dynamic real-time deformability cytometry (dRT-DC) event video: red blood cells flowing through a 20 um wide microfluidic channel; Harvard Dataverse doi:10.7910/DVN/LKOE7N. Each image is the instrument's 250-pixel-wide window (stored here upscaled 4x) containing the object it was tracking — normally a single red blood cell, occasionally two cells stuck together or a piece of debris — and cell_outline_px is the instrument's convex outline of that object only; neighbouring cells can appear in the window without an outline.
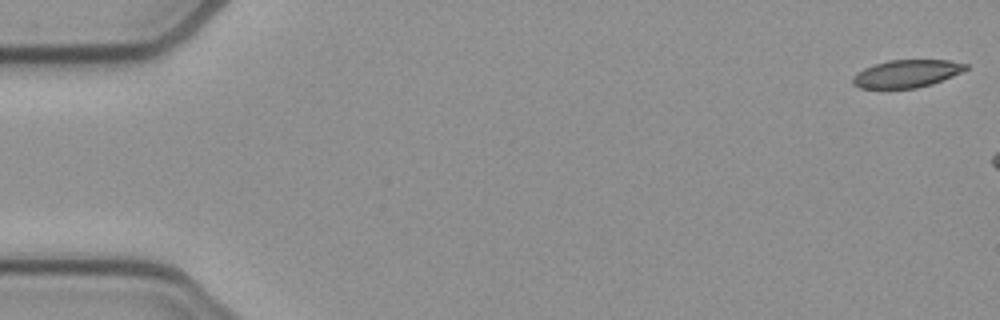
{"species": "common noctule bat (a hibernating species)", "species_latin": "Nyctalus noctula", "temperature_condition": "cold", "stored_images_in_passage": 8, "camera_frame_rate_fps": 3000, "um_per_image_px": 0.085, "animal": {"sex": "female", "body_mass_g": 21.9}, "frame": {"image": 1, "passage_image": 1, "time_ms": 0.0, "image_size_px": [1000, 320], "cell_outline_px": [[968, 68], [952, 76], [932, 84], [916, 88], [860, 88], [852, 84], [852, 76], [856, 72], [864, 68], [888, 60], [948, 60], [968, 64]], "centroid_in_image_um": [77.04, 6.26], "position_along_channel_um": 8.0, "area_um2": 18.15}}